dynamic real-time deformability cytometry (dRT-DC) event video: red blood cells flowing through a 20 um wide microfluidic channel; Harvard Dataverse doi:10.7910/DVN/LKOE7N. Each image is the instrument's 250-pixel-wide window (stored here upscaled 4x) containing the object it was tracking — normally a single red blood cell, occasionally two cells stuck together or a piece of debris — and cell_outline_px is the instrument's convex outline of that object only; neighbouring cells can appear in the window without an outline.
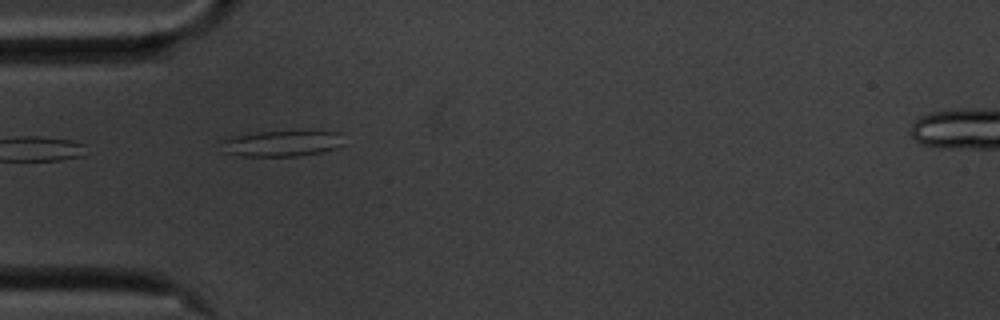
{"species": "common noctule bat (a hibernating species)", "species_latin": "Nyctalus noctula", "temperature_condition": "cold", "stored_images_in_passage": 34, "camera_frame_rate_fps": 3000, "um_per_image_px": 0.085, "animal": {"sex": "male", "body_mass_g": 20.1, "forearm_length_mm": 53.5}, "frame": {"image": 1, "passage_image": 1, "time_ms": 0.0, "image_size_px": [1000, 320], "cell_outline_px": [[344, 144], [336, 148], [324, 152], [296, 156], [240, 156], [228, 152], [224, 140], [236, 136], [256, 132], [340, 132]], "centroid_in_image_um": [24.08, 12.2], "position_along_channel_um": 60.9, "area_um2": 17.86}}
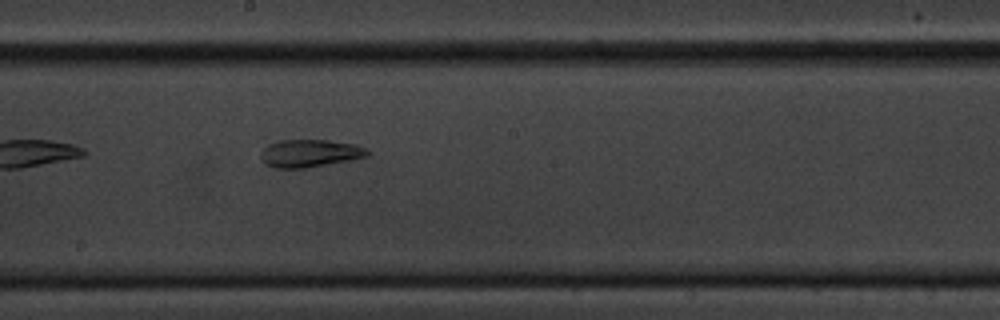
{"frame": {"image": 2, "passage_image": 15, "time_ms": 4.667, "image_size_px": [1000, 320], "cell_outline_px": [[368, 156], [308, 168], [276, 168], [264, 164], [260, 156], [264, 148], [268, 144], [280, 140], [328, 140], [356, 144], [368, 148]], "centroid_in_image_um": [26.33, 13.03], "position_along_channel_um": 221.9, "area_um2": 17.22}}
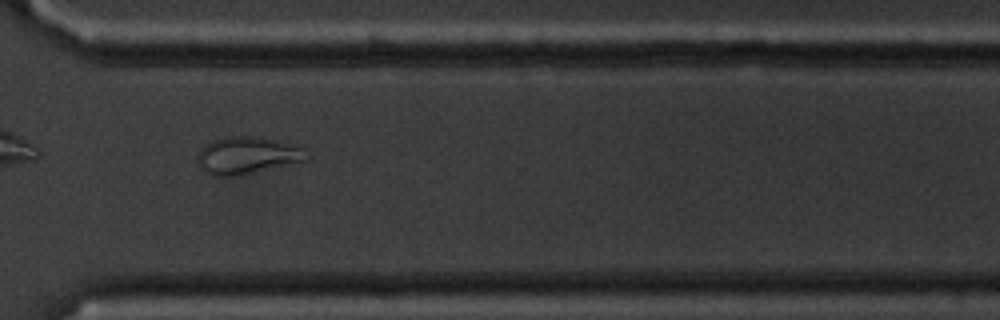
{"frame": {"image": 3, "passage_image": 26, "time_ms": 8.333, "image_size_px": [1000, 320], "cell_outline_px": [[312, 156], [308, 160], [232, 176], [212, 176], [204, 172], [200, 168], [196, 160], [196, 156], [212, 140], [228, 136], [252, 136], [272, 140], [304, 148]], "centroid_in_image_um": [21.0, 13.22], "position_along_channel_um": 349.6, "area_um2": 23.29}, "authors_computed_cell_mechanics": {"area_um2": 16.8776, "velocity_mm_per_s": 3.4876, "shape_relaxation_time_tau1_ms": null, "shape_relaxation_time_tau2_ms": 3.2485, "deformation_change_tau1": null, "deformation_change_tau2": 0.1225}}